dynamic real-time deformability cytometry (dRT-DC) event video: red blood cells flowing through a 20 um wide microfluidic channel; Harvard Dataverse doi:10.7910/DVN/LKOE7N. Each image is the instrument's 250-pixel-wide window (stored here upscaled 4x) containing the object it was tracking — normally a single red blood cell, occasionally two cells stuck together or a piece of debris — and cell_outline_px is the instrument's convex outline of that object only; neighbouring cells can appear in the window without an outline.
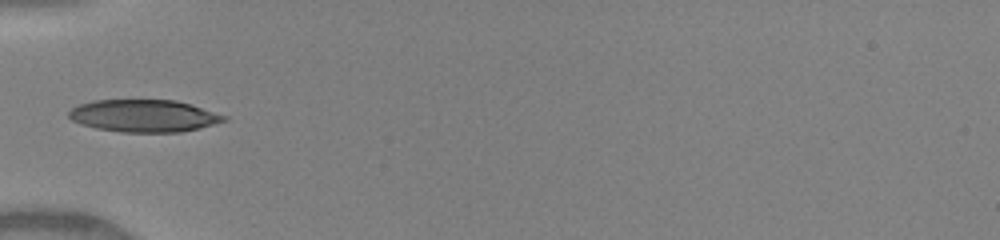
{"species": "human", "species_latin": "Homo sapiens", "temperature_condition": "warm", "stored_images_in_passage": 33, "camera_frame_rate_fps": 3000, "um_per_image_px": 0.085, "donor": {"sex": "female"}, "frame": {"image": 1, "passage_image": 1, "time_ms": 0.0, "image_size_px": [1000, 240], "cell_outline_px": [[228, 120], [200, 128], [180, 132], [120, 132], [96, 128], [80, 124], [72, 120], [68, 116], [68, 112], [72, 108], [80, 104], [96, 100], [176, 100], [192, 104], [228, 116]], "centroid_in_image_um": [12.26, 9.84], "position_along_channel_um": 72.7, "area_um2": 29.36}}
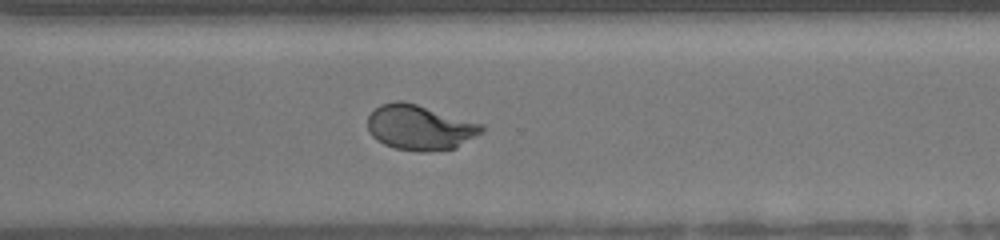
{"frame": {"image": 2, "passage_image": 20, "time_ms": 6.333, "image_size_px": [1000, 240], "cell_outline_px": [[484, 132], [456, 148], [428, 152], [420, 152], [396, 148], [384, 144], [376, 140], [368, 132], [368, 116], [380, 104], [396, 100], [400, 100], [416, 104], [484, 124]], "centroid_in_image_um": [35.7, 10.84], "position_along_channel_um": 334.9, "area_um2": 30.17}}
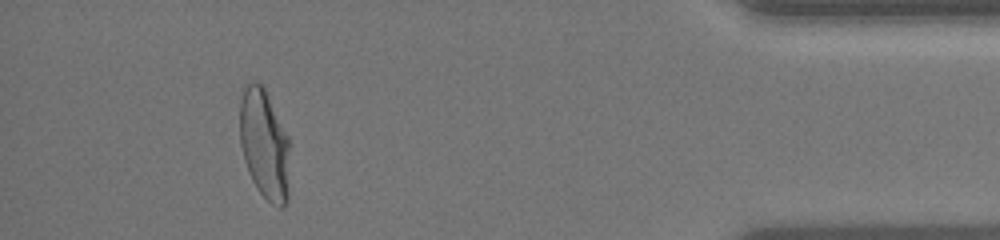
{"frame": {"image": 3, "passage_image": 29, "time_ms": 9.333, "image_size_px": [1000, 240], "cell_outline_px": [[288, 200], [280, 208], [272, 204], [260, 192], [252, 180], [248, 172], [244, 160], [240, 144], [240, 100], [244, 84], [252, 80], [256, 80], [264, 88], [288, 136]], "centroid_in_image_um": [22.44, 12.23], "position_along_channel_um": 412.8, "area_um2": 31.91}, "authors_computed_cell_mechanics": {"area_um2": 29.5936, "velocity_mm_per_s": 4.1449, "shape_relaxation_time_tau1_ms": 4.7977, "shape_relaxation_time_tau2_ms": null, "deformation_change_tau1": 0.1996, "deformation_change_tau2": null}}